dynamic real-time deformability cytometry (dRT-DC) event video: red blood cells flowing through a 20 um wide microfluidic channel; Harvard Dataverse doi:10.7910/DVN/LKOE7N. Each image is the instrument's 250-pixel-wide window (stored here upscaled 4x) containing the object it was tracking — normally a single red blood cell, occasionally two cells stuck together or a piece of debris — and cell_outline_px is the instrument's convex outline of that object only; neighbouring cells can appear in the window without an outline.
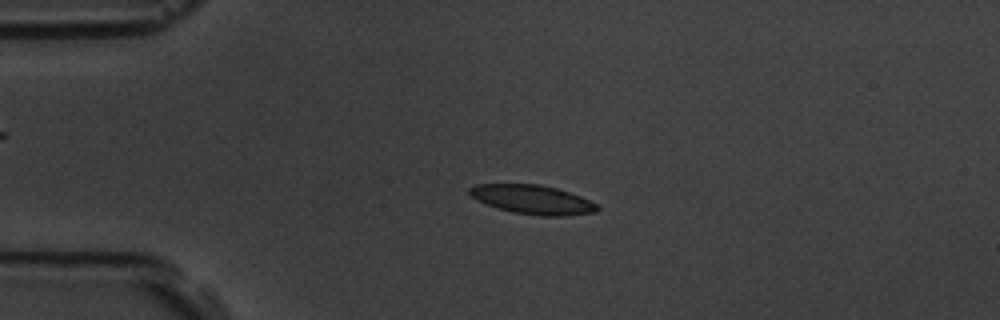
{"species": "common noctule bat (a hibernating species)", "species_latin": "Nyctalus noctula", "temperature_condition": "room temperature", "stored_images_in_passage": 5, "camera_frame_rate_fps": 3000, "um_per_image_px": 0.085, "animal": {"sex": "male", "body_mass_g": 19.5, "forearm_length_mm": 54.6}, "frame": {"image": 1, "passage_image": 4, "time_ms": 3.667, "image_size_px": [1000, 320], "cell_outline_px": [[600, 208], [596, 212], [564, 216], [540, 216], [512, 212], [496, 208], [476, 200], [468, 192], [468, 188], [476, 184], [540, 184], [556, 188], [580, 196], [596, 204]], "centroid_in_image_um": [45.24, 16.97], "position_along_channel_um": 39.8, "area_um2": 21.68}}